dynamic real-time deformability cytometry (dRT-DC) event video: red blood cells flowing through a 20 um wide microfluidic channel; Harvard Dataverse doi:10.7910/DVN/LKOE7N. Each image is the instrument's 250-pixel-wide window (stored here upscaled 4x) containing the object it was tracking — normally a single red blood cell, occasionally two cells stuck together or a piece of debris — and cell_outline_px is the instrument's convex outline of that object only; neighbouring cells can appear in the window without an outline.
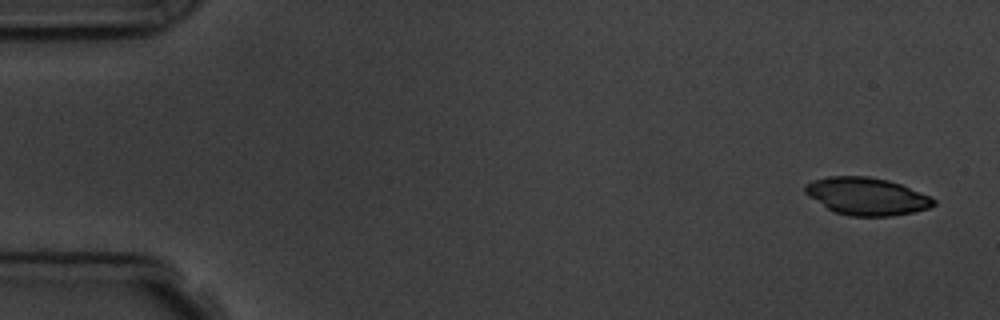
{"species": "common noctule bat (a hibernating species)", "species_latin": "Nyctalus noctula", "temperature_condition": "room temperature", "stored_images_in_passage": 4, "camera_frame_rate_fps": 3000, "um_per_image_px": 0.085, "animal": {"sex": "male", "body_mass_g": 19.5, "forearm_length_mm": 54.6}, "frame": {"image": 1, "passage_image": 1, "time_ms": 0.0, "image_size_px": [1000, 320], "cell_outline_px": [[936, 204], [928, 208], [912, 212], [892, 216], [848, 216], [836, 212], [828, 208], [808, 196], [804, 192], [804, 184], [812, 180], [828, 176], [868, 176], [888, 180], [900, 184], [920, 192], [936, 200]], "centroid_in_image_um": [73.64, 16.68], "position_along_channel_um": 11.4, "area_um2": 27.98}}